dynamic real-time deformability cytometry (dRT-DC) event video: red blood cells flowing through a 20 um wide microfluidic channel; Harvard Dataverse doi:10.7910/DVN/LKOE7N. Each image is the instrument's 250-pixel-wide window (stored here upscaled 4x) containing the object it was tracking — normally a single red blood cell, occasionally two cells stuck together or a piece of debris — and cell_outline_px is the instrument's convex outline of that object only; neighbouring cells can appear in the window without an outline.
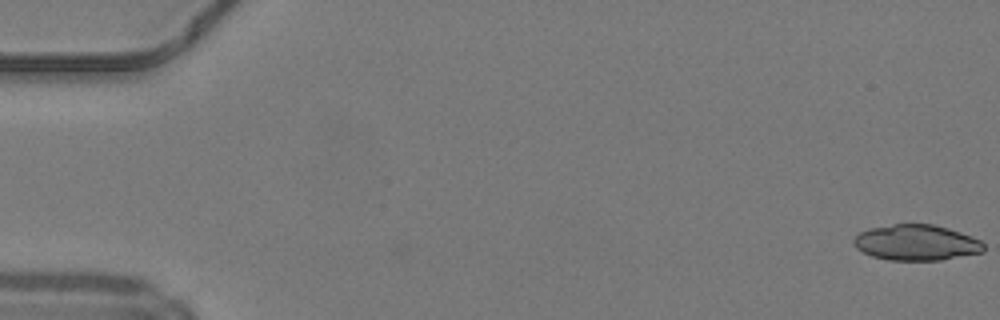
{"species": "common noctule bat (a hibernating species)", "species_latin": "Nyctalus noctula", "temperature_condition": "warm", "stored_images_in_passage": 16, "camera_frame_rate_fps": 3000, "um_per_image_px": 0.085, "animal": {"sex": "male", "body_mass_g": 19.2, "forearm_length_mm": 51.8}, "frame": {"image": 1, "passage_image": 1, "time_ms": 0.0, "image_size_px": [1000, 320], "cell_outline_px": [[984, 252], [940, 260], [888, 260], [872, 256], [856, 248], [852, 240], [860, 232], [868, 228], [892, 224], [932, 224], [948, 228], [972, 236], [980, 240], [984, 244]], "centroid_in_image_um": [77.89, 20.62], "position_along_channel_um": 7.1, "area_um2": 27.11}}
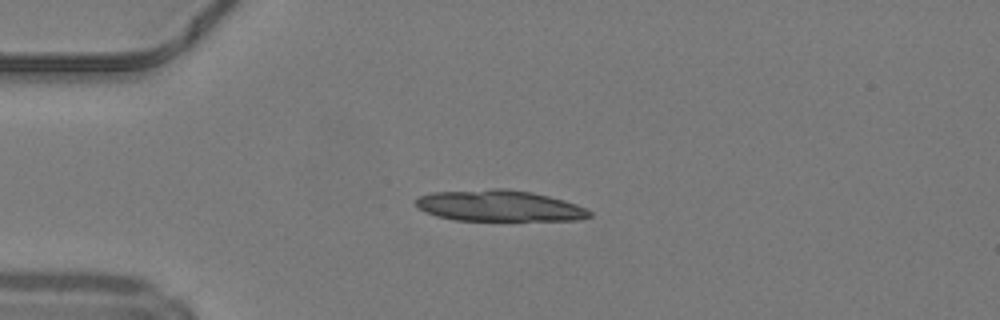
{"frame": {"image": 2, "passage_image": 13, "time_ms": 4.0, "image_size_px": [1000, 320], "cell_outline_px": [[592, 216], [576, 220], [456, 220], [436, 216], [424, 212], [416, 204], [416, 200], [420, 196], [432, 192], [492, 188], [508, 188], [532, 192], [564, 200], [576, 204], [592, 212]], "centroid_in_image_um": [42.43, 17.48], "position_along_channel_um": 42.6, "area_um2": 31.56}}